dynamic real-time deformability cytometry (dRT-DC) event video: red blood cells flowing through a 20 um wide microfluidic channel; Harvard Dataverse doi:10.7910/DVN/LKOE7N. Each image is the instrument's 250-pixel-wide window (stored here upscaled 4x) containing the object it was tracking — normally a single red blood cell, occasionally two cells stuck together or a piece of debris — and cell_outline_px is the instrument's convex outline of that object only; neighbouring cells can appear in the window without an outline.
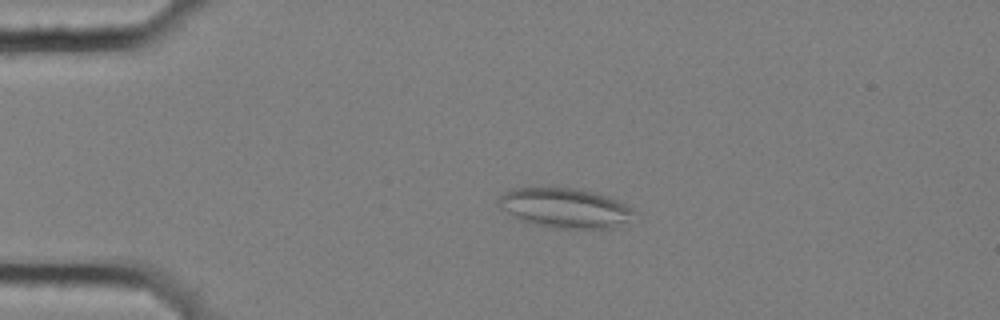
{"species": "common noctule bat (a hibernating species)", "species_latin": "Nyctalus noctula", "temperature_condition": "cold", "stored_images_in_passage": 4, "camera_frame_rate_fps": 3000, "um_per_image_px": 0.085, "animal": {"sex": "female", "body_mass_g": 25.1}, "frame": {"image": 1, "passage_image": 3, "time_ms": 0.667, "image_size_px": [1000, 320], "cell_outline_px": [[640, 212], [636, 224], [612, 228], [552, 228], [520, 220], [500, 208], [496, 204], [496, 200], [504, 192], [512, 188], [532, 184], [572, 188], [592, 192], [608, 196]], "centroid_in_image_um": [48.09, 17.66], "position_along_channel_um": 36.9, "area_um2": 33.0}}